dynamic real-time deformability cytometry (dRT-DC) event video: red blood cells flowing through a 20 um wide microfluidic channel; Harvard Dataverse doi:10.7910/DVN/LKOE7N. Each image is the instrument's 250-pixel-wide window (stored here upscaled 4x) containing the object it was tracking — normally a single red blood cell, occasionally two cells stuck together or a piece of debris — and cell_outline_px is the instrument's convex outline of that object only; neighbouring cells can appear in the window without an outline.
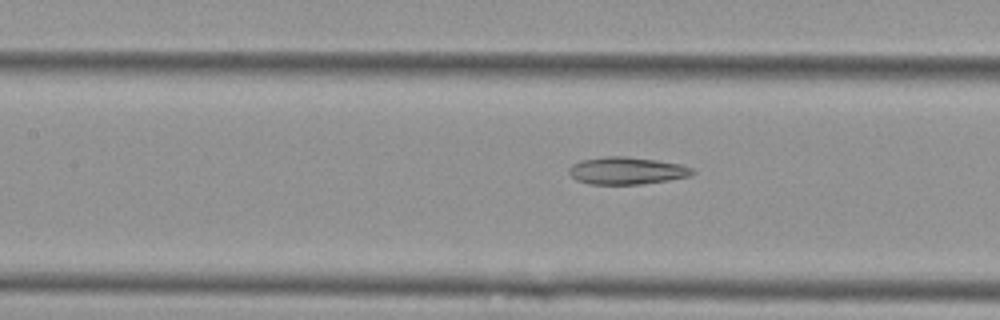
{"species": "Egyptian fruit bat (a non-hibernating species)", "species_latin": "Rousettus aegyptiacus", "temperature_condition": "cold", "stored_images_in_passage": 38, "camera_frame_rate_fps": 3000, "um_per_image_px": 0.085, "animal": {"sex": "female"}, "frame": {"image": 1, "passage_image": 8, "time_ms": 2.333, "image_size_px": [1000, 320], "cell_outline_px": [[696, 172], [692, 176], [644, 184], [588, 184], [576, 180], [568, 172], [568, 168], [572, 164], [580, 160], [608, 156], [624, 156], [656, 160], [680, 164], [692, 168]], "centroid_in_image_um": [53.27, 14.51], "position_along_channel_um": 154.1, "area_um2": 19.77}}
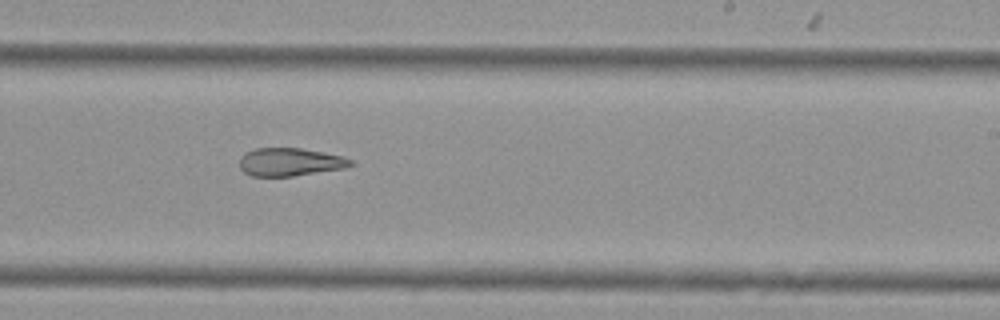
{"frame": {"image": 2, "passage_image": 17, "time_ms": 5.333, "image_size_px": [1000, 320], "cell_outline_px": [[356, 164], [344, 168], [292, 176], [252, 176], [244, 172], [240, 168], [240, 156], [256, 148], [300, 148], [324, 152], [344, 156], [352, 160]], "centroid_in_image_um": [24.68, 13.76], "position_along_channel_um": 264.3, "area_um2": 18.15}}
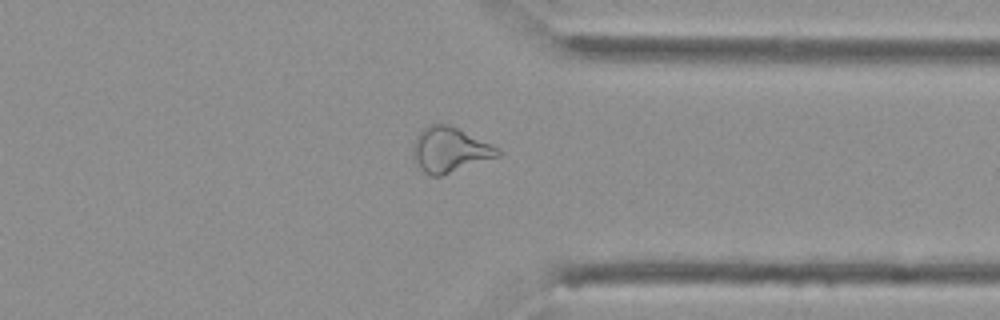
{"frame": {"image": 3, "passage_image": 26, "time_ms": 8.333, "image_size_px": [1000, 320], "cell_outline_px": [[500, 156], [440, 176], [432, 176], [424, 172], [420, 168], [412, 152], [412, 148], [416, 136], [428, 124], [448, 124], [500, 148]], "centroid_in_image_um": [38.23, 12.73], "position_along_channel_um": 373.2, "area_um2": 21.96}, "authors_computed_cell_mechanics": {"area_um2": 20.6346, "velocity_mm_per_s": 3.6971, "shape_relaxation_time_tau1_ms": null, "shape_relaxation_time_tau2_ms": 4.0857, "deformation_change_tau1": null, "deformation_change_tau2": 0.1395}}